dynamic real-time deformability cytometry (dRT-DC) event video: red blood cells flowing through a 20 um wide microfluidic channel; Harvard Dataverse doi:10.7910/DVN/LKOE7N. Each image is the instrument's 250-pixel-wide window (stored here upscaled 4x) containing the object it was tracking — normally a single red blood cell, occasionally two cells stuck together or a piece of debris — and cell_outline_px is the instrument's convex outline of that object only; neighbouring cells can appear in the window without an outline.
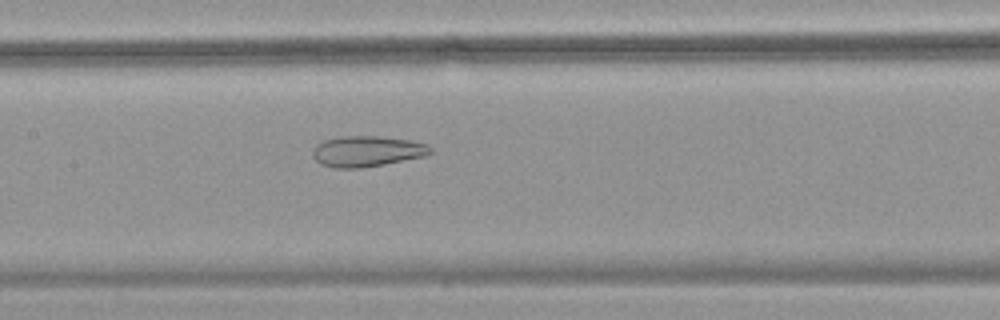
{"species": "common noctule bat (a hibernating species)", "species_latin": "Nyctalus noctula", "temperature_condition": "warm", "stored_images_in_passage": 34, "camera_frame_rate_fps": 3000, "um_per_image_px": 0.085, "animal": {"sex": "female", "body_mass_g": 18.4}, "frame": {"image": 1, "passage_image": 10, "time_ms": 3.0, "image_size_px": [1000, 320], "cell_outline_px": [[432, 152], [424, 156], [384, 164], [360, 168], [336, 168], [320, 164], [312, 156], [312, 152], [316, 144], [324, 140], [340, 136], [380, 136], [408, 140], [428, 144], [432, 148]], "centroid_in_image_um": [31.17, 12.85], "position_along_channel_um": 176.2, "area_um2": 21.1}}
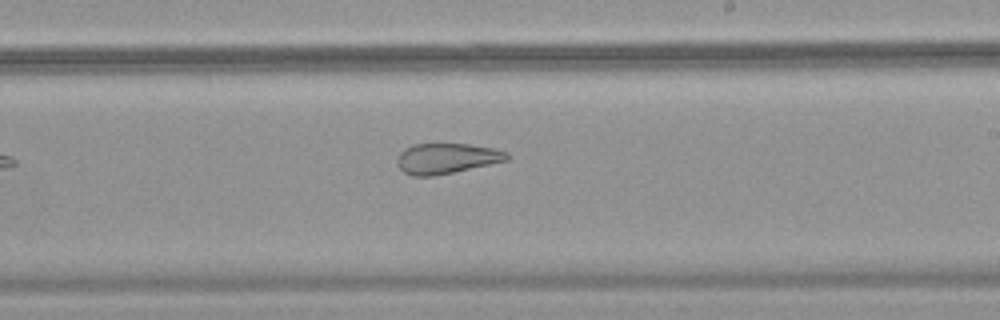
{"frame": {"image": 2, "passage_image": 16, "time_ms": 5.0, "image_size_px": [1000, 320], "cell_outline_px": [[512, 156], [508, 160], [452, 172], [432, 176], [412, 176], [404, 172], [396, 164], [396, 160], [400, 152], [404, 148], [412, 144], [468, 144], [496, 148], [508, 152]], "centroid_in_image_um": [37.96, 13.45], "position_along_channel_um": 251.0, "area_um2": 19.54}}
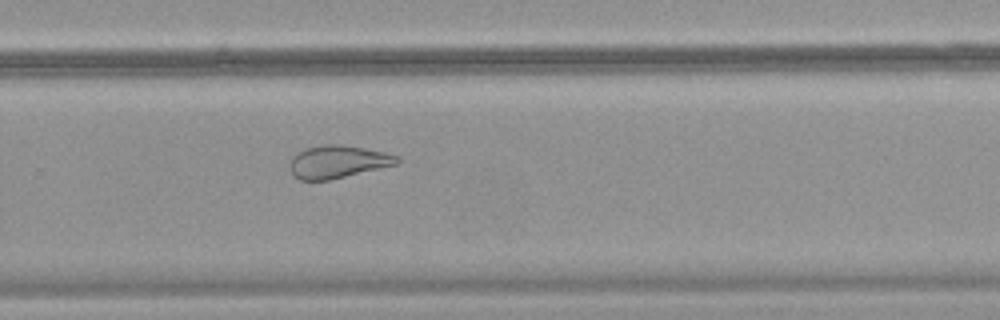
{"frame": {"image": 3, "passage_image": 20, "time_ms": 6.333, "image_size_px": [1000, 320], "cell_outline_px": [[400, 164], [328, 180], [300, 180], [292, 176], [288, 168], [288, 164], [292, 156], [304, 148], [324, 144], [340, 144], [364, 148], [384, 152], [400, 156]], "centroid_in_image_um": [28.69, 13.75], "position_along_channel_um": 301.1, "area_um2": 20.81}, "authors_computed_cell_mechanics": {"area_um2": 22.4553, "velocity_mm_per_s": 3.7627, "shape_relaxation_time_tau1_ms": null, "shape_relaxation_time_tau2_ms": 2.5653, "deformation_change_tau1": null, "deformation_change_tau2": 0.1155}}